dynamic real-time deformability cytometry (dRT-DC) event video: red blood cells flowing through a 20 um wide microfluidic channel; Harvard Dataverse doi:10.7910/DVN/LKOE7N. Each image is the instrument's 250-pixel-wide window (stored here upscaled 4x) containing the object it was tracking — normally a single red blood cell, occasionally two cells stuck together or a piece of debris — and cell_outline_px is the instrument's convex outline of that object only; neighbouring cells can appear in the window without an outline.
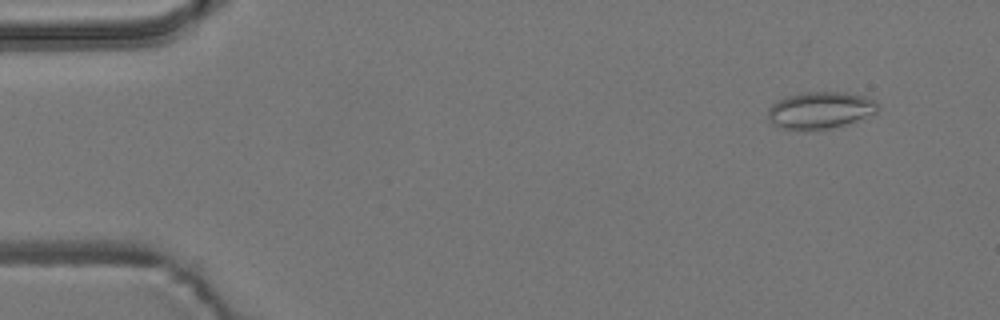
{"species": "common noctule bat (a hibernating species)", "species_latin": "Nyctalus noctula", "temperature_condition": "room temperature", "stored_images_in_passage": 5, "camera_frame_rate_fps": 3000, "um_per_image_px": 0.085, "animal": {"sex": "male", "body_mass_g": 19.2, "forearm_length_mm": 51.8}, "frame": {"image": 1, "passage_image": 2, "time_ms": 1.333, "image_size_px": [1000, 320], "cell_outline_px": [[880, 108], [876, 112], [856, 120], [844, 124], [828, 128], [804, 132], [780, 128], [772, 124], [768, 120], [768, 108], [776, 100], [784, 96], [800, 92], [844, 92], [864, 96], [876, 100]], "centroid_in_image_um": [69.65, 9.37], "position_along_channel_um": 15.4, "area_um2": 24.1}}